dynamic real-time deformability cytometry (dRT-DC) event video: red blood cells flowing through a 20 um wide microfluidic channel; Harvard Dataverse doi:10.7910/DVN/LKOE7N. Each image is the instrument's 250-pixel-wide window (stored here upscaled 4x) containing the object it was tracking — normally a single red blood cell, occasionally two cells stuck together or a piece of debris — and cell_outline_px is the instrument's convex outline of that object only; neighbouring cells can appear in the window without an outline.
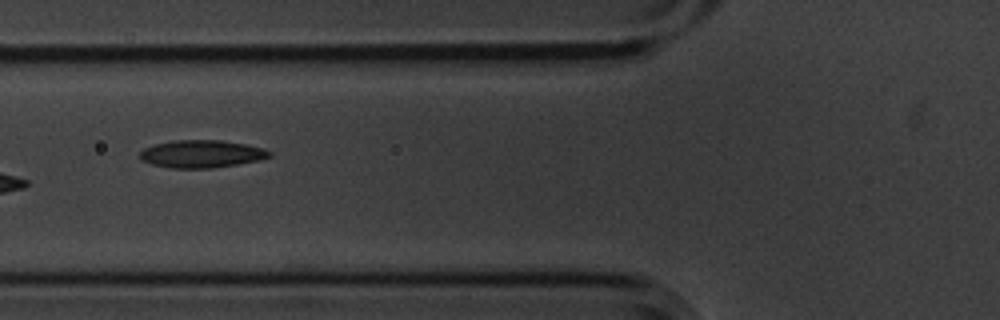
{"species": "common noctule bat (a hibernating species)", "species_latin": "Nyctalus noctula", "temperature_condition": "cold", "stored_images_in_passage": 15, "camera_frame_rate_fps": 3000, "um_per_image_px": 0.085, "animal": {"sex": "male", "body_mass_g": 20.1, "forearm_length_mm": 53.5}, "frame": {"image": 1, "passage_image": 6, "time_ms": 1.667, "image_size_px": [1000, 320], "cell_outline_px": [[272, 156], [260, 160], [212, 168], [172, 168], [152, 164], [136, 156], [144, 148], [156, 144], [172, 140], [220, 140], [244, 144], [264, 148], [272, 152]], "centroid_in_image_um": [17.14, 13.08], "position_along_channel_um": 108.7, "area_um2": 20.81}}
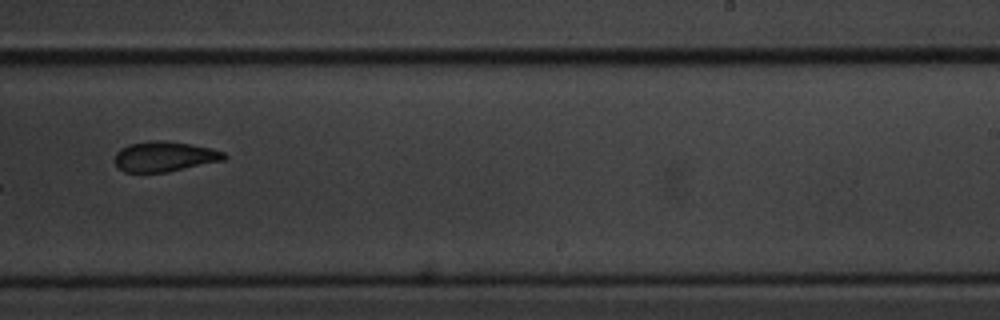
{"frame": {"image": 2, "passage_image": 10, "time_ms": 3.0, "image_size_px": [1000, 320], "cell_outline_px": [[228, 156], [224, 160], [168, 172], [124, 172], [116, 168], [112, 160], [116, 152], [120, 148], [128, 144], [152, 140], [168, 140], [192, 144], [212, 148], [224, 152]], "centroid_in_image_um": [13.94, 13.3], "position_along_channel_um": 275.1, "area_um2": 19.71}}
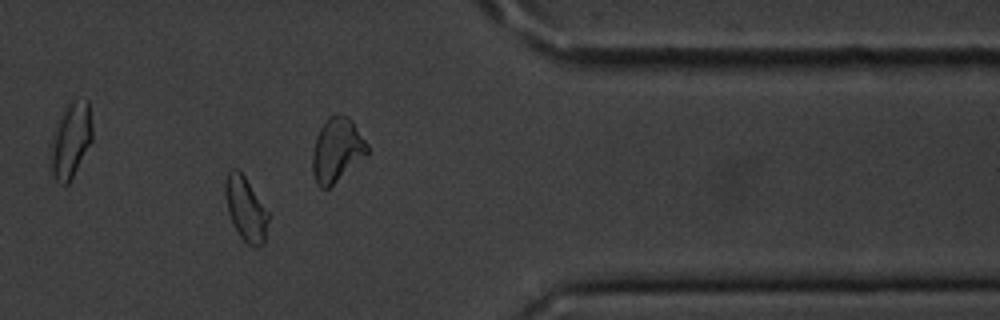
{"frame": {"image": 3, "passage_image": 13, "time_ms": 4.0, "image_size_px": [1000, 320], "cell_outline_px": [[268, 220], [264, 244], [256, 248], [252, 248], [240, 236], [228, 212], [224, 192], [224, 184], [228, 172], [232, 168], [236, 168], [244, 176], [268, 212]], "centroid_in_image_um": [20.88, 17.77], "position_along_channel_um": 390.5, "area_um2": 15.84}}